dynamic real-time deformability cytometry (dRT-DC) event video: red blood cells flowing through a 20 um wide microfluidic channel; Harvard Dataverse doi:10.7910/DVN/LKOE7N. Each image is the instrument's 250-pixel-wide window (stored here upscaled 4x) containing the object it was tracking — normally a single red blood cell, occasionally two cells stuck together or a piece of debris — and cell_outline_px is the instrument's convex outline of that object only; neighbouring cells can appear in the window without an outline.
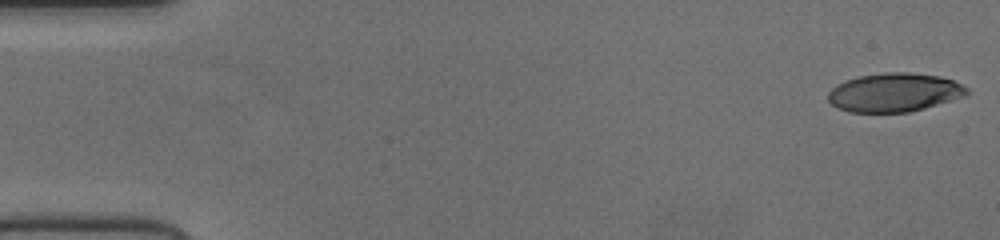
{"species": "human", "species_latin": "Homo sapiens", "temperature_condition": "cold", "stored_images_in_passage": 52, "camera_frame_rate_fps": 3000, "um_per_image_px": 0.085, "donor": {"sex": "female"}, "frame": {"image": 1, "passage_image": 1, "time_ms": 0.0, "image_size_px": [1000, 240], "cell_outline_px": [[968, 96], [924, 108], [908, 112], [848, 112], [836, 108], [828, 100], [828, 92], [836, 84], [860, 76], [892, 72], [904, 72], [936, 76], [952, 80], [968, 88]], "centroid_in_image_um": [76.01, 7.88], "position_along_channel_um": 9.0, "area_um2": 31.1}}
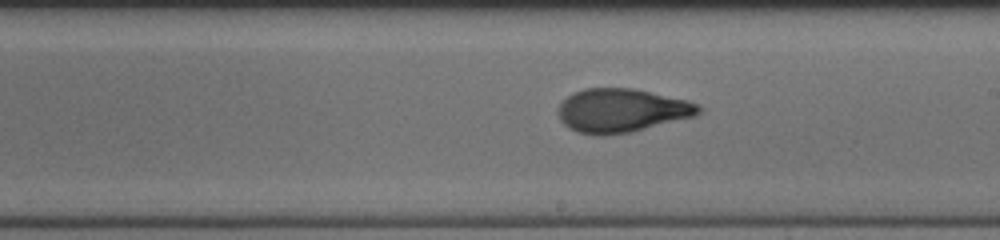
{"frame": {"image": 2, "passage_image": 30, "time_ms": 9.667, "image_size_px": [1000, 240], "cell_outline_px": [[704, 108], [696, 116], [632, 132], [604, 136], [596, 136], [576, 132], [568, 128], [560, 120], [560, 104], [572, 92], [584, 88], [632, 88], [688, 100]], "centroid_in_image_um": [52.85, 9.4], "position_along_channel_um": 236.1, "area_um2": 35.95}}
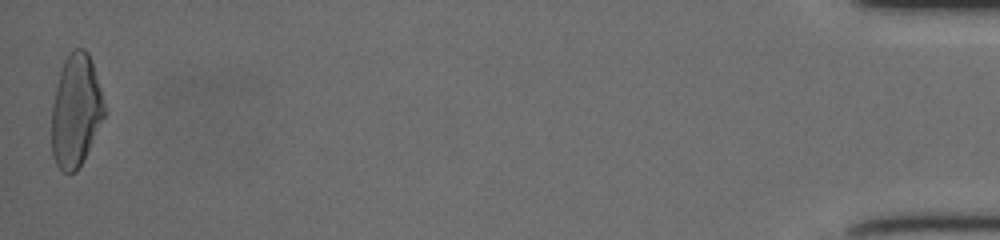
{"frame": {"image": 3, "passage_image": 52, "time_ms": 17.0, "image_size_px": [1000, 240], "cell_outline_px": [[104, 116], [76, 172], [64, 172], [56, 164], [52, 156], [52, 104], [60, 72], [64, 60], [76, 48], [84, 48], [88, 52], [100, 88], [104, 104]], "centroid_in_image_um": [6.42, 9.41], "position_along_channel_um": 428.8, "area_um2": 33.64}}